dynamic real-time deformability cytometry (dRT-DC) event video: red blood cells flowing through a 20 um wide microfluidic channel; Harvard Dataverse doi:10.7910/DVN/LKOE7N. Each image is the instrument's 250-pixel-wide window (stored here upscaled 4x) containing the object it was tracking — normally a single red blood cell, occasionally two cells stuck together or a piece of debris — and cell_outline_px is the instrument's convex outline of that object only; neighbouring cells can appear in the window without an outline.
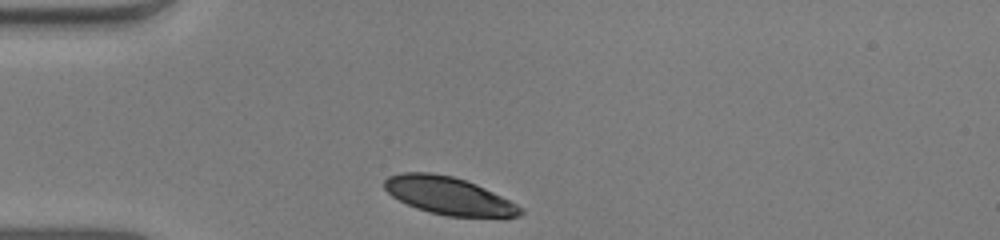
{"species": "human", "species_latin": "Homo sapiens", "temperature_condition": "warm", "stored_images_in_passage": 29, "camera_frame_rate_fps": 3000, "um_per_image_px": 0.085, "donor": {"sex": "male"}, "frame": {"image": 1, "passage_image": 1, "time_ms": 0.0, "image_size_px": [1000, 240], "cell_outline_px": [[524, 212], [520, 216], [448, 216], [428, 212], [416, 208], [392, 196], [384, 188], [384, 180], [388, 176], [400, 172], [432, 172], [452, 176], [476, 184], [524, 208]], "centroid_in_image_um": [38.09, 16.62], "position_along_channel_um": 46.9, "area_um2": 29.48}}
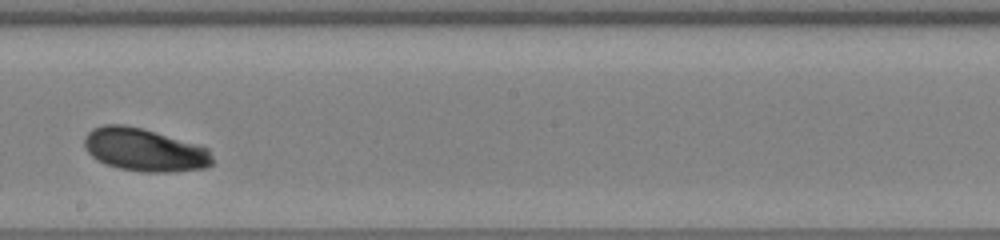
{"frame": {"image": 2, "passage_image": 17, "time_ms": 5.333, "image_size_px": [1000, 240], "cell_outline_px": [[212, 164], [208, 168], [172, 172], [140, 172], [120, 168], [96, 160], [88, 152], [84, 144], [84, 136], [92, 128], [104, 124], [124, 124], [144, 128], [208, 148], [212, 156]], "centroid_in_image_um": [12.27, 12.73], "position_along_channel_um": 235.9, "area_um2": 32.19}}
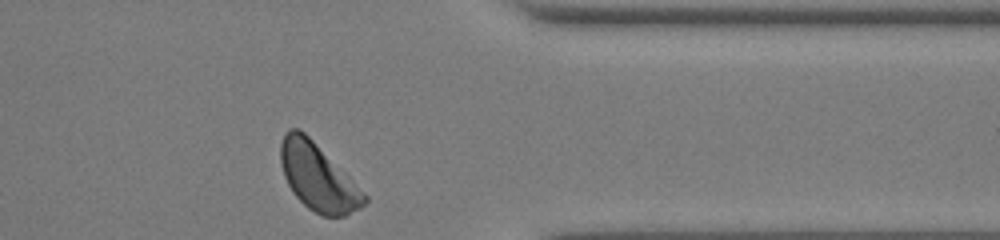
{"frame": {"image": 3, "passage_image": 29, "time_ms": 9.333, "image_size_px": [1000, 240], "cell_outline_px": [[368, 200], [360, 208], [344, 216], [320, 216], [308, 208], [292, 192], [284, 176], [280, 160], [280, 144], [284, 132], [288, 128], [296, 128], [304, 132], [368, 196]], "centroid_in_image_um": [27.0, 15.06], "position_along_channel_um": 384.4, "area_um2": 32.25}, "authors_computed_cell_mechanics": {"area_um2": 31.6166, "velocity_mm_per_s": 3.979, "shape_relaxation_time_tau1_ms": 2.834, "shape_relaxation_time_tau2_ms": null, "deformation_change_tau1": 0.1211, "deformation_change_tau2": null}}